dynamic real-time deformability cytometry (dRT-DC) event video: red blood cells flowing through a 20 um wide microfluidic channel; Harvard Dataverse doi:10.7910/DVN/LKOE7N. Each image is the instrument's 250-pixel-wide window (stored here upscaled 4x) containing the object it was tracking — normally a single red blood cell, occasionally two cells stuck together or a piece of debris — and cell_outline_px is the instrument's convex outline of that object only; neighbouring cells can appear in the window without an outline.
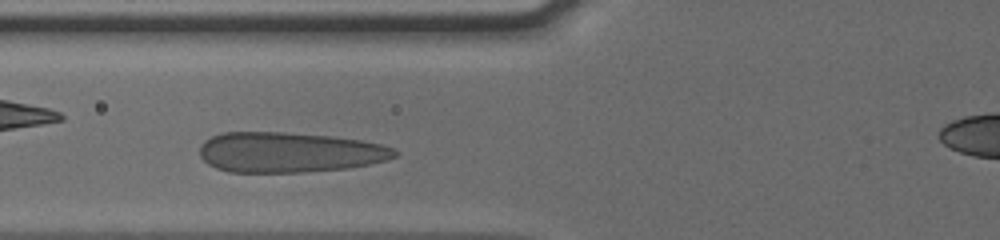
{"species": "human", "species_latin": "Homo sapiens", "temperature_condition": "cold", "stored_images_in_passage": 39, "camera_frame_rate_fps": 3000, "um_per_image_px": 0.085, "donor": {"sex": "male"}, "frame": {"image": 1, "passage_image": 15, "time_ms": 4.667, "image_size_px": [1000, 240], "cell_outline_px": [[400, 156], [388, 160], [368, 164], [344, 168], [304, 172], [228, 172], [216, 168], [208, 164], [200, 156], [200, 144], [204, 140], [212, 136], [224, 132], [284, 132], [332, 136], [360, 140], [380, 144], [392, 148], [400, 152]], "centroid_in_image_um": [24.58, 12.94], "position_along_channel_um": 101.2, "area_um2": 45.89}}
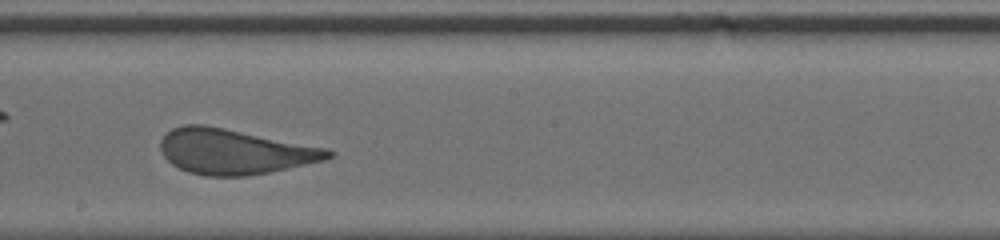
{"frame": {"image": 2, "passage_image": 25, "time_ms": 8.0, "image_size_px": [1000, 240], "cell_outline_px": [[336, 152], [332, 156], [324, 160], [268, 172], [248, 176], [204, 176], [188, 172], [172, 164], [160, 152], [160, 140], [172, 128], [184, 124], [204, 124], [328, 148]], "centroid_in_image_um": [19.9, 12.88], "position_along_channel_um": 228.3, "area_um2": 44.1}}
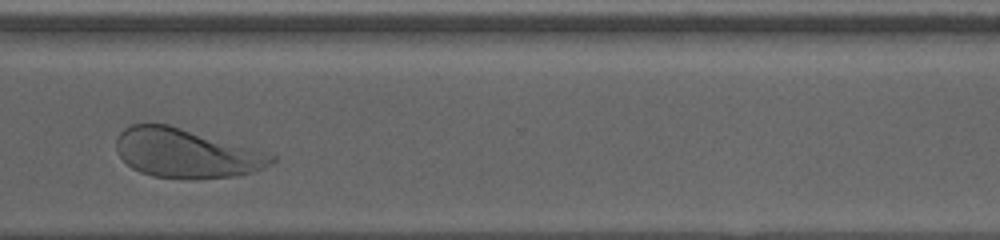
{"frame": {"image": 3, "passage_image": 35, "time_ms": 11.333, "image_size_px": [1000, 240], "cell_outline_px": [[276, 160], [252, 172], [236, 176], [196, 180], [188, 180], [152, 176], [140, 172], [132, 168], [120, 156], [116, 148], [116, 140], [120, 132], [124, 128], [132, 124], [168, 124], [268, 152], [276, 156]], "centroid_in_image_um": [15.82, 13.04], "position_along_channel_um": 354.8, "area_um2": 44.56}, "authors_computed_cell_mechanics": {"area_um2": 44.1014, "velocity_mm_per_s": 3.8009, "shape_relaxation_time_tau1_ms": 5.8193, "shape_relaxation_time_tau2_ms": null, "deformation_change_tau1": 0.178, "deformation_change_tau2": null}}